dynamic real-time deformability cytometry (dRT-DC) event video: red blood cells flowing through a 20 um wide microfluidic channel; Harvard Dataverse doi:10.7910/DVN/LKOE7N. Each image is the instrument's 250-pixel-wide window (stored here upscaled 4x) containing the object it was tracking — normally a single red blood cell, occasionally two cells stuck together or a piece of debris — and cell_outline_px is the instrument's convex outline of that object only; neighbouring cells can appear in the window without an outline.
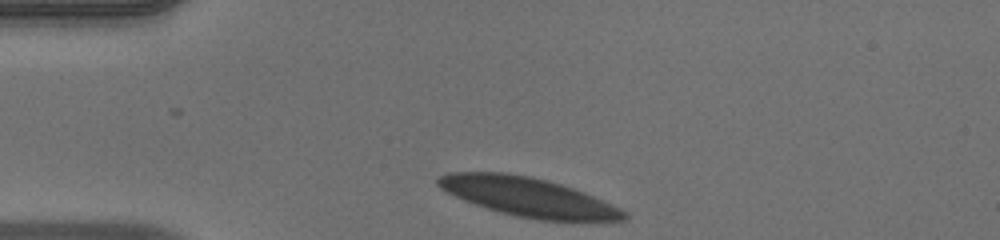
{"species": "human", "species_latin": "Homo sapiens", "temperature_condition": "warm", "stored_images_in_passage": 42, "camera_frame_rate_fps": 3000, "um_per_image_px": 0.085, "donor": {"sex": "male"}, "frame": {"image": 1, "passage_image": 1, "time_ms": 0.0, "image_size_px": [1000, 240], "cell_outline_px": [[628, 220], [540, 220], [516, 216], [500, 212], [464, 200], [440, 188], [436, 184], [436, 180], [440, 176], [448, 172], [504, 172], [528, 176], [548, 180], [584, 192], [620, 208], [628, 212]], "centroid_in_image_um": [44.89, 16.73], "position_along_channel_um": 40.1, "area_um2": 41.79}}
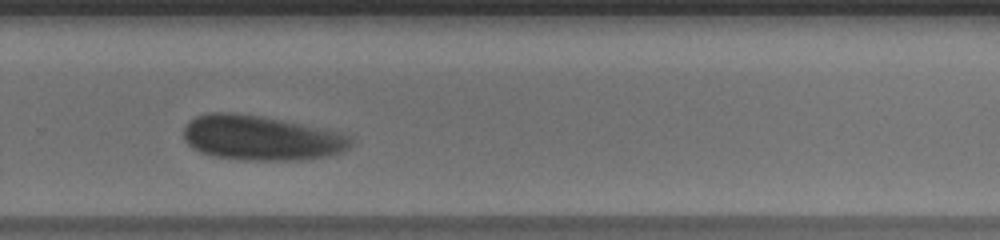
{"frame": {"image": 2, "passage_image": 25, "time_ms": 8.0, "image_size_px": [1000, 240], "cell_outline_px": [[352, 144], [344, 152], [328, 156], [308, 160], [244, 160], [212, 156], [200, 152], [192, 148], [184, 140], [184, 128], [188, 120], [196, 116], [208, 112], [236, 112], [264, 116], [344, 132], [352, 136]], "centroid_in_image_um": [22.23, 11.72], "position_along_channel_um": 307.6, "area_um2": 44.62}}
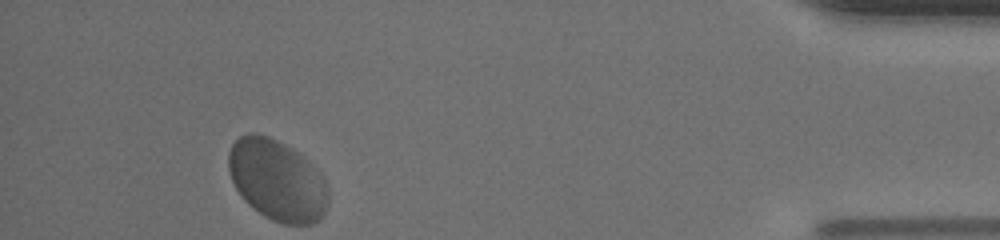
{"frame": {"image": 3, "passage_image": 38, "time_ms": 12.333, "image_size_px": [1000, 240], "cell_outline_px": [[328, 204], [324, 212], [312, 224], [284, 224], [272, 220], [264, 216], [248, 204], [244, 200], [236, 188], [232, 180], [228, 168], [228, 152], [232, 144], [240, 136], [248, 132], [256, 132], [268, 136], [292, 148], [304, 156], [324, 176], [328, 184]], "centroid_in_image_um": [23.56, 15.3], "position_along_channel_um": 411.6, "area_um2": 47.4}, "authors_computed_cell_mechanics": {"area_um2": 44.217, "velocity_mm_per_s": 3.7734, "shape_relaxation_time_tau1_ms": 2.6977, "shape_relaxation_time_tau2_ms": 0.9993, "deformation_change_tau1": 0.0934, "deformation_change_tau2": 0.0518}}